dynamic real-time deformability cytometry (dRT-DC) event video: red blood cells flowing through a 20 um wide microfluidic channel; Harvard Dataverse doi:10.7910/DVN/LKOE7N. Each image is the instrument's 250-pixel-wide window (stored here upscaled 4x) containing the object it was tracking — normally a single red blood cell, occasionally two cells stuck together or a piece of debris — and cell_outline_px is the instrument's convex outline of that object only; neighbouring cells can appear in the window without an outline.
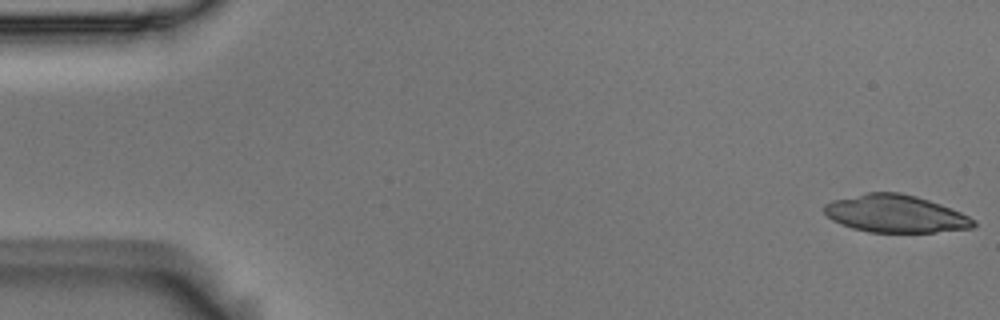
{"species": "Egyptian fruit bat (a non-hibernating species)", "species_latin": "Rousettus aegyptiacus", "temperature_condition": "room temperature", "stored_images_in_passage": 53, "camera_frame_rate_fps": 3000, "um_per_image_px": 0.085, "animal": {"sex": "male"}, "frame": {"image": 1, "passage_image": 1, "time_ms": 0.0, "image_size_px": [1000, 320], "cell_outline_px": [[976, 228], [936, 232], [868, 232], [852, 228], [832, 220], [824, 212], [824, 204], [832, 200], [864, 192], [900, 192], [916, 196], [940, 204], [960, 212], [976, 220]], "centroid_in_image_um": [76.12, 18.16], "position_along_channel_um": 8.9, "area_um2": 32.83}}